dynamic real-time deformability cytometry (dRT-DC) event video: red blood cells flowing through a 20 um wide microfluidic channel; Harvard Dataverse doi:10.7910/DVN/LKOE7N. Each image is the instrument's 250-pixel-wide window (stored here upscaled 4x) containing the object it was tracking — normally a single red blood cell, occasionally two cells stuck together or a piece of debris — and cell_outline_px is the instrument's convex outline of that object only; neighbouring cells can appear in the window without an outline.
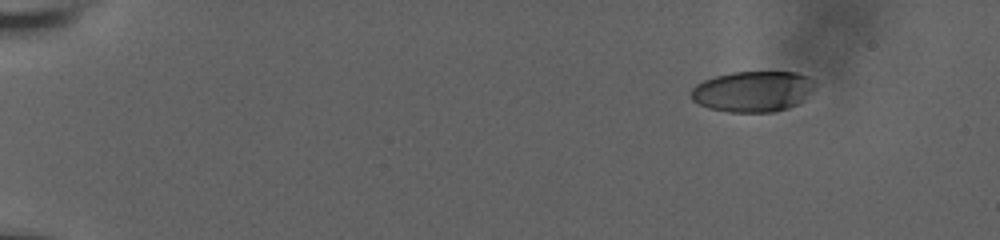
{"species": "human", "species_latin": "Homo sapiens", "temperature_condition": "room temperature", "stored_images_in_passage": 53, "camera_frame_rate_fps": 3000, "um_per_image_px": 0.085, "donor": {"sex": "male"}, "frame": {"image": 1, "passage_image": 1, "time_ms": 0.0, "image_size_px": [1000, 240], "cell_outline_px": [[816, 88], [812, 92], [796, 104], [772, 112], [728, 112], [708, 108], [692, 100], [688, 96], [692, 88], [696, 84], [712, 76], [732, 72], [796, 72], [808, 76], [816, 80]], "centroid_in_image_um": [63.98, 7.75], "position_along_channel_um": 21.0, "area_um2": 29.71}}
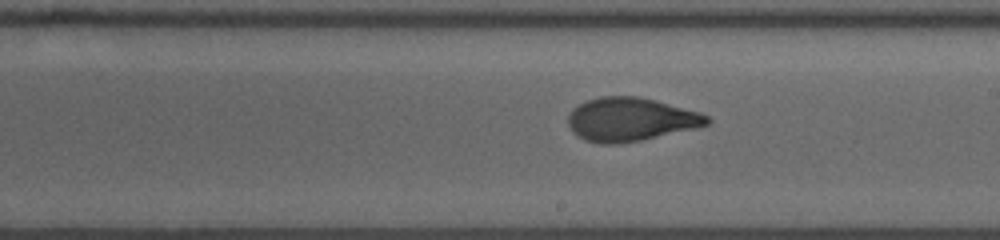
{"frame": {"image": 2, "passage_image": 30, "time_ms": 9.667, "image_size_px": [1000, 240], "cell_outline_px": [[712, 120], [708, 124], [640, 140], [616, 144], [600, 144], [584, 140], [572, 132], [568, 124], [568, 116], [572, 108], [588, 100], [600, 96], [636, 96], [700, 112], [708, 116]], "centroid_in_image_um": [53.53, 10.15], "position_along_channel_um": 235.5, "area_um2": 34.74}}
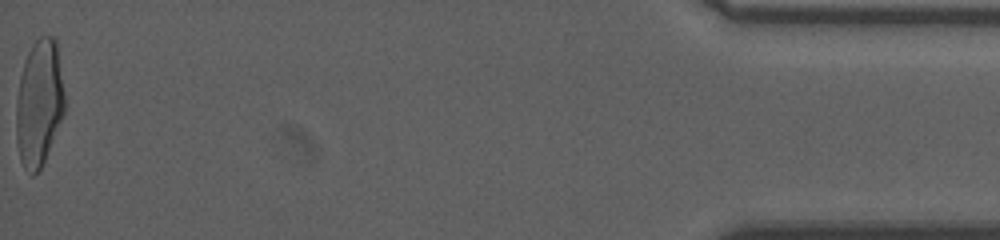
{"frame": {"image": 3, "passage_image": 53, "time_ms": 17.333, "image_size_px": [1000, 240], "cell_outline_px": [[64, 112], [44, 160], [40, 168], [32, 176], [24, 168], [20, 160], [16, 140], [16, 100], [20, 76], [24, 60], [32, 44], [40, 36], [52, 36], [56, 40], [64, 92]], "centroid_in_image_um": [3.3, 8.74], "position_along_channel_um": 431.9, "area_um2": 35.49}, "authors_computed_cell_mechanics": {"area_um2": 34.4488, "velocity_mm_per_s": 3.7006, "shape_relaxation_time_tau1_ms": 5.4892, "shape_relaxation_time_tau2_ms": 1.1734, "deformation_change_tau1": 0.25, "deformation_change_tau2": 0.0748}}